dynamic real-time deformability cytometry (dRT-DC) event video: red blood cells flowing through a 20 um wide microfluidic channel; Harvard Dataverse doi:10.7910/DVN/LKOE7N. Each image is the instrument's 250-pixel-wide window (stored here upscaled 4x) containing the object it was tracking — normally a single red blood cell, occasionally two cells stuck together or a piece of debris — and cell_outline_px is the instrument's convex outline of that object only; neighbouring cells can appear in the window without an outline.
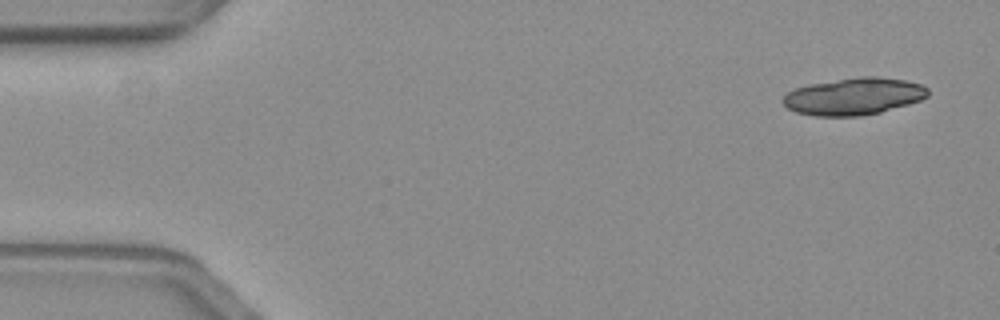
{"species": "common noctule bat (a hibernating species)", "species_latin": "Nyctalus noctula", "temperature_condition": "warm", "stored_images_in_passage": 17, "camera_frame_rate_fps": 3000, "um_per_image_px": 0.085, "animal": {"sex": "female", "body_mass_g": 19.3, "forearm_length_mm": 54.1}, "frame": {"image": 1, "passage_image": 1, "time_ms": 0.0, "image_size_px": [1000, 320], "cell_outline_px": [[928, 96], [920, 100], [908, 104], [880, 112], [860, 116], [812, 116], [796, 112], [788, 108], [780, 100], [788, 92], [796, 88], [808, 84], [860, 76], [876, 76], [904, 80], [920, 84], [928, 88]], "centroid_in_image_um": [72.55, 8.19], "position_along_channel_um": 12.5, "area_um2": 31.33}}